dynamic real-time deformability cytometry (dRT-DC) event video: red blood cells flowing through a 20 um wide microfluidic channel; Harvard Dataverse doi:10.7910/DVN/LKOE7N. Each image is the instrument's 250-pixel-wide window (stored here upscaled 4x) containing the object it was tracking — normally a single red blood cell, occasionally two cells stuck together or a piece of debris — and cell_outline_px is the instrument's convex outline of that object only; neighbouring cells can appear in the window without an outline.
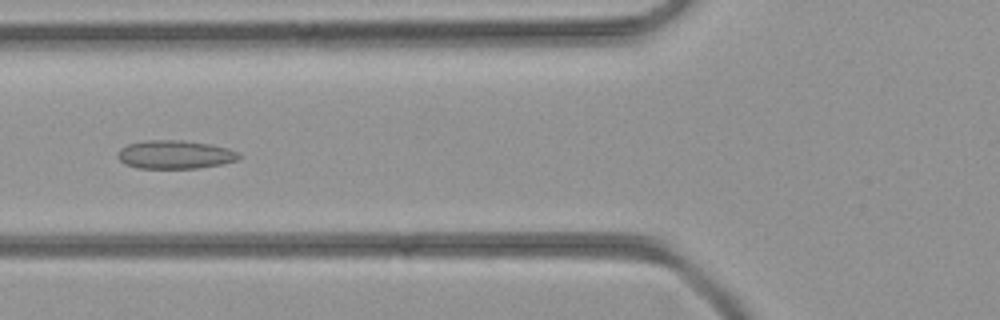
{"species": "common noctule bat (a hibernating species)", "species_latin": "Nyctalus noctula", "temperature_condition": "room temperature", "stored_images_in_passage": 37, "camera_frame_rate_fps": 3000, "um_per_image_px": 0.085, "animal": {"sex": "female", "body_mass_g": 21.9}, "frame": {"image": 1, "passage_image": 11, "time_ms": 3.333, "image_size_px": [1000, 320], "cell_outline_px": [[244, 156], [236, 160], [224, 164], [196, 168], [136, 168], [124, 164], [116, 156], [116, 152], [120, 148], [128, 144], [144, 140], [184, 140], [212, 144], [228, 148], [240, 152]], "centroid_in_image_um": [14.89, 13.13], "position_along_channel_um": 110.9, "area_um2": 20.52}}
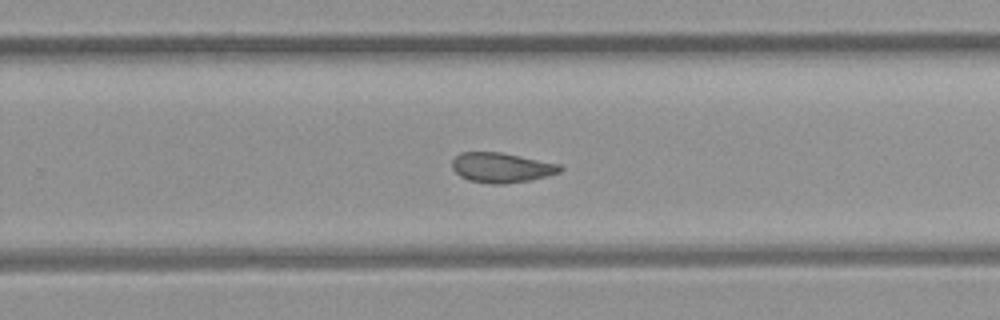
{"frame": {"image": 2, "passage_image": 22, "time_ms": 7.0, "image_size_px": [1000, 320], "cell_outline_px": [[564, 168], [560, 172], [528, 180], [504, 184], [492, 184], [468, 180], [460, 176], [452, 168], [452, 160], [460, 152], [504, 152], [560, 164]], "centroid_in_image_um": [42.62, 14.23], "position_along_channel_um": 287.2, "area_um2": 18.84}}
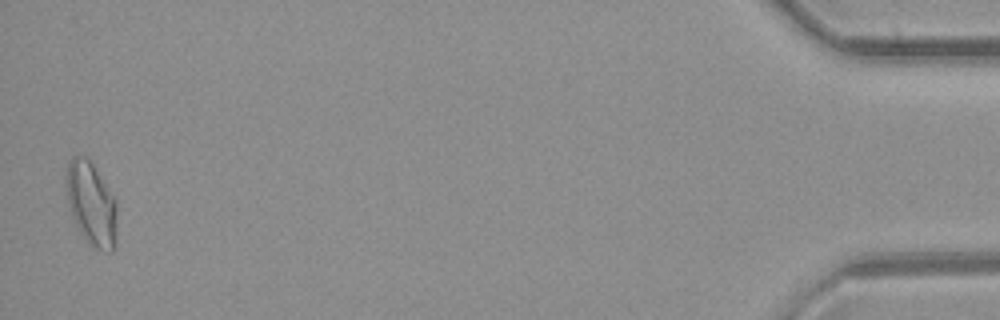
{"frame": {"image": 3, "passage_image": 37, "time_ms": 12.0, "image_size_px": [1000, 320], "cell_outline_px": [[116, 248], [112, 252], [108, 252], [96, 248], [88, 244], [80, 232], [72, 216], [68, 200], [68, 164], [72, 156], [84, 156], [92, 164], [116, 200]], "centroid_in_image_um": [7.8, 17.4], "position_along_channel_um": 427.4, "area_um2": 24.16}}